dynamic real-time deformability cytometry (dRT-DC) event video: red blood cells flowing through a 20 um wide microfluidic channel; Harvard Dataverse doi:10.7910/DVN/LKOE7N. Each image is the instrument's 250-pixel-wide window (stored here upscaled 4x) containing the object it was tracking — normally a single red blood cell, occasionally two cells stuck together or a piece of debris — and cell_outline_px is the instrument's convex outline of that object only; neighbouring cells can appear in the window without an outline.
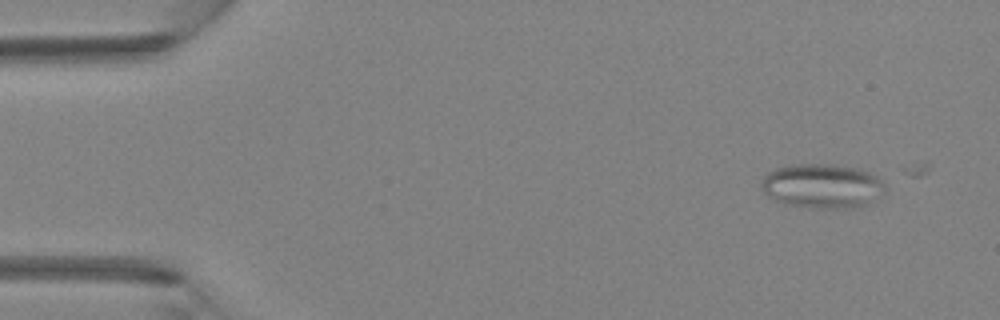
{"species": "Egyptian fruit bat (a non-hibernating species)", "species_latin": "Rousettus aegyptiacus", "temperature_condition": "room temperature", "stored_images_in_passage": 2, "camera_frame_rate_fps": 3000, "um_per_image_px": 0.085, "animal": {"sex": "female"}, "frame": {"image": 1, "passage_image": 1, "time_ms": 0.0, "image_size_px": [1000, 320], "cell_outline_px": [[884, 192], [864, 204], [852, 208], [808, 208], [784, 204], [768, 196], [764, 192], [760, 184], [764, 176], [768, 172], [776, 168], [796, 164], [832, 164], [860, 168], [876, 176], [884, 184]], "centroid_in_image_um": [69.84, 15.8], "position_along_channel_um": 15.2, "area_um2": 31.91}}